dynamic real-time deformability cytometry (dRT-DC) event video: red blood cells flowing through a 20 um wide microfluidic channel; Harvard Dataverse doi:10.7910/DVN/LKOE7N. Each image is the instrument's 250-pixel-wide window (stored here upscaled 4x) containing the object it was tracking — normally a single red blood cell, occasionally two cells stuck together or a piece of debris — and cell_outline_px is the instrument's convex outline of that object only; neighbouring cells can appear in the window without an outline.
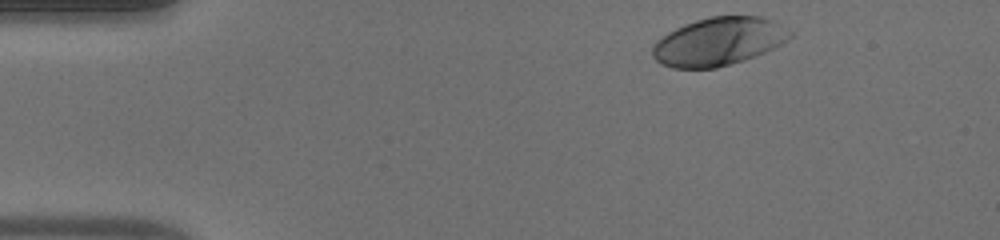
{"species": "human", "species_latin": "Homo sapiens", "temperature_condition": "warm", "stored_images_in_passage": 36, "camera_frame_rate_fps": 3000, "um_per_image_px": 0.085, "donor": {"sex": "male"}, "frame": {"image": 1, "passage_image": 1, "time_ms": 0.0, "image_size_px": [1000, 240], "cell_outline_px": [[792, 36], [780, 44], [764, 52], [744, 60], [716, 68], [672, 68], [656, 60], [652, 56], [652, 44], [656, 40], [668, 32], [684, 24], [696, 20], [712, 16], [760, 16], [772, 20], [792, 32]], "centroid_in_image_um": [61.04, 3.53], "position_along_channel_um": 24.0, "area_um2": 38.32}}
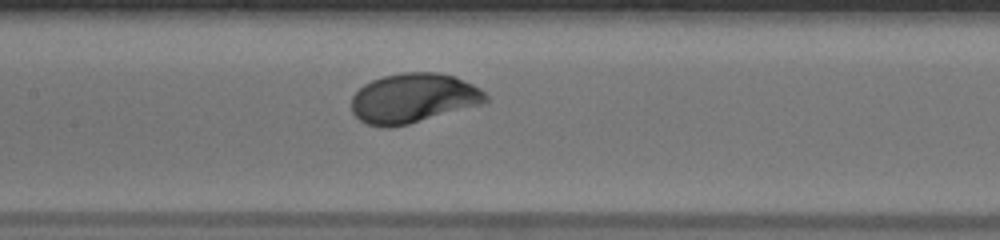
{"frame": {"image": 2, "passage_image": 18, "time_ms": 5.667, "image_size_px": [1000, 240], "cell_outline_px": [[488, 100], [480, 104], [408, 124], [388, 128], [380, 128], [368, 124], [360, 120], [352, 112], [352, 96], [364, 84], [372, 80], [384, 76], [404, 72], [436, 72], [452, 76], [472, 84], [480, 88], [488, 96]], "centroid_in_image_um": [35.1, 8.35], "position_along_channel_um": 172.3, "area_um2": 38.44}}
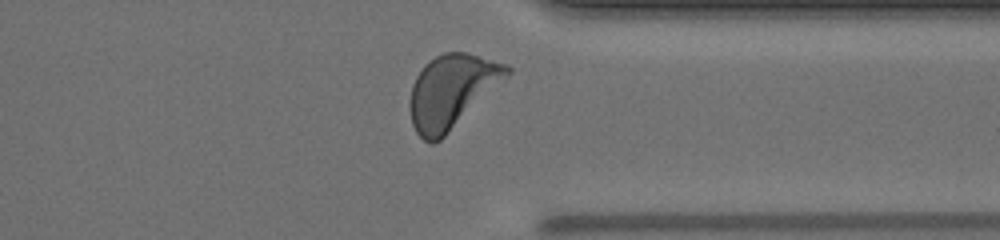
{"frame": {"image": 3, "passage_image": 33, "time_ms": 10.667, "image_size_px": [1000, 240], "cell_outline_px": [[512, 72], [508, 76], [440, 140], [432, 144], [424, 140], [416, 132], [412, 124], [408, 104], [412, 84], [416, 76], [424, 64], [428, 60], [444, 52], [464, 52], [508, 64], [512, 68]], "centroid_in_image_um": [38.36, 7.74], "position_along_channel_um": 373.0, "area_um2": 41.27}, "authors_computed_cell_mechanics": {"area_um2": 38.148, "velocity_mm_per_s": 4.0722, "shape_relaxation_time_tau1_ms": 2.0488, "shape_relaxation_time_tau2_ms": null, "deformation_change_tau1": 0.1705, "deformation_change_tau2": null}}